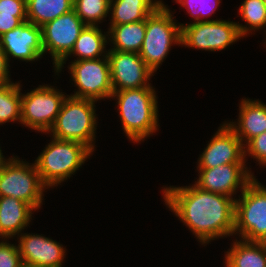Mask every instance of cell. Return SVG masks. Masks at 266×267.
I'll list each match as a JSON object with an SVG mask.
<instances>
[{
    "label": "cell",
    "instance_id": "1",
    "mask_svg": "<svg viewBox=\"0 0 266 267\" xmlns=\"http://www.w3.org/2000/svg\"><path fill=\"white\" fill-rule=\"evenodd\" d=\"M164 202L202 244L233 236L235 198L197 187H164Z\"/></svg>",
    "mask_w": 266,
    "mask_h": 267
},
{
    "label": "cell",
    "instance_id": "2",
    "mask_svg": "<svg viewBox=\"0 0 266 267\" xmlns=\"http://www.w3.org/2000/svg\"><path fill=\"white\" fill-rule=\"evenodd\" d=\"M120 120L128 139L139 143L158 130V101L153 87L115 91Z\"/></svg>",
    "mask_w": 266,
    "mask_h": 267
},
{
    "label": "cell",
    "instance_id": "3",
    "mask_svg": "<svg viewBox=\"0 0 266 267\" xmlns=\"http://www.w3.org/2000/svg\"><path fill=\"white\" fill-rule=\"evenodd\" d=\"M91 154L92 151L80 142L53 138L34 164L42 182L50 188L74 175Z\"/></svg>",
    "mask_w": 266,
    "mask_h": 267
},
{
    "label": "cell",
    "instance_id": "4",
    "mask_svg": "<svg viewBox=\"0 0 266 267\" xmlns=\"http://www.w3.org/2000/svg\"><path fill=\"white\" fill-rule=\"evenodd\" d=\"M95 102L67 95L48 133L59 140L80 142L93 152L97 129Z\"/></svg>",
    "mask_w": 266,
    "mask_h": 267
},
{
    "label": "cell",
    "instance_id": "5",
    "mask_svg": "<svg viewBox=\"0 0 266 267\" xmlns=\"http://www.w3.org/2000/svg\"><path fill=\"white\" fill-rule=\"evenodd\" d=\"M167 5L158 6L146 19V32L140 57L156 72L167 57L171 46L181 45V27L174 22Z\"/></svg>",
    "mask_w": 266,
    "mask_h": 267
},
{
    "label": "cell",
    "instance_id": "6",
    "mask_svg": "<svg viewBox=\"0 0 266 267\" xmlns=\"http://www.w3.org/2000/svg\"><path fill=\"white\" fill-rule=\"evenodd\" d=\"M0 168V197L9 196L28 203L34 211L40 209L43 192L48 187L42 182L35 164L9 157Z\"/></svg>",
    "mask_w": 266,
    "mask_h": 267
},
{
    "label": "cell",
    "instance_id": "7",
    "mask_svg": "<svg viewBox=\"0 0 266 267\" xmlns=\"http://www.w3.org/2000/svg\"><path fill=\"white\" fill-rule=\"evenodd\" d=\"M235 199L234 234L246 241L266 242V187L254 178Z\"/></svg>",
    "mask_w": 266,
    "mask_h": 267
},
{
    "label": "cell",
    "instance_id": "8",
    "mask_svg": "<svg viewBox=\"0 0 266 267\" xmlns=\"http://www.w3.org/2000/svg\"><path fill=\"white\" fill-rule=\"evenodd\" d=\"M66 97L59 89L48 85L21 93V123L31 130L48 133Z\"/></svg>",
    "mask_w": 266,
    "mask_h": 267
},
{
    "label": "cell",
    "instance_id": "9",
    "mask_svg": "<svg viewBox=\"0 0 266 267\" xmlns=\"http://www.w3.org/2000/svg\"><path fill=\"white\" fill-rule=\"evenodd\" d=\"M85 26L74 9L41 26L44 54L50 52L57 73L66 64L68 55Z\"/></svg>",
    "mask_w": 266,
    "mask_h": 267
},
{
    "label": "cell",
    "instance_id": "10",
    "mask_svg": "<svg viewBox=\"0 0 266 267\" xmlns=\"http://www.w3.org/2000/svg\"><path fill=\"white\" fill-rule=\"evenodd\" d=\"M68 68L75 86L78 87V90L70 96L96 102L100 99L111 98L113 90L108 56L74 60Z\"/></svg>",
    "mask_w": 266,
    "mask_h": 267
},
{
    "label": "cell",
    "instance_id": "11",
    "mask_svg": "<svg viewBox=\"0 0 266 267\" xmlns=\"http://www.w3.org/2000/svg\"><path fill=\"white\" fill-rule=\"evenodd\" d=\"M181 45L206 51H220L243 38L236 22L216 20L179 24Z\"/></svg>",
    "mask_w": 266,
    "mask_h": 267
},
{
    "label": "cell",
    "instance_id": "12",
    "mask_svg": "<svg viewBox=\"0 0 266 267\" xmlns=\"http://www.w3.org/2000/svg\"><path fill=\"white\" fill-rule=\"evenodd\" d=\"M112 90L121 91L151 87L154 72L146 65L139 53L108 50Z\"/></svg>",
    "mask_w": 266,
    "mask_h": 267
},
{
    "label": "cell",
    "instance_id": "13",
    "mask_svg": "<svg viewBox=\"0 0 266 267\" xmlns=\"http://www.w3.org/2000/svg\"><path fill=\"white\" fill-rule=\"evenodd\" d=\"M245 163H228L214 168H197L199 177L195 185L202 190L232 197L240 188L242 192L255 178Z\"/></svg>",
    "mask_w": 266,
    "mask_h": 267
},
{
    "label": "cell",
    "instance_id": "14",
    "mask_svg": "<svg viewBox=\"0 0 266 267\" xmlns=\"http://www.w3.org/2000/svg\"><path fill=\"white\" fill-rule=\"evenodd\" d=\"M244 147L241 139L225 122L200 155L197 168H214L228 163H246Z\"/></svg>",
    "mask_w": 266,
    "mask_h": 267
},
{
    "label": "cell",
    "instance_id": "15",
    "mask_svg": "<svg viewBox=\"0 0 266 267\" xmlns=\"http://www.w3.org/2000/svg\"><path fill=\"white\" fill-rule=\"evenodd\" d=\"M0 47L7 56L21 61H35L44 55L42 28L28 21L0 37Z\"/></svg>",
    "mask_w": 266,
    "mask_h": 267
},
{
    "label": "cell",
    "instance_id": "16",
    "mask_svg": "<svg viewBox=\"0 0 266 267\" xmlns=\"http://www.w3.org/2000/svg\"><path fill=\"white\" fill-rule=\"evenodd\" d=\"M19 237L18 250L23 264L62 267L66 251L59 242L32 233H21Z\"/></svg>",
    "mask_w": 266,
    "mask_h": 267
},
{
    "label": "cell",
    "instance_id": "17",
    "mask_svg": "<svg viewBox=\"0 0 266 267\" xmlns=\"http://www.w3.org/2000/svg\"><path fill=\"white\" fill-rule=\"evenodd\" d=\"M239 109L238 122L226 124L245 146L252 138L266 131V105L258 100L244 98L241 100Z\"/></svg>",
    "mask_w": 266,
    "mask_h": 267
},
{
    "label": "cell",
    "instance_id": "18",
    "mask_svg": "<svg viewBox=\"0 0 266 267\" xmlns=\"http://www.w3.org/2000/svg\"><path fill=\"white\" fill-rule=\"evenodd\" d=\"M33 210L28 203L14 197H0V238L19 236L29 226Z\"/></svg>",
    "mask_w": 266,
    "mask_h": 267
},
{
    "label": "cell",
    "instance_id": "19",
    "mask_svg": "<svg viewBox=\"0 0 266 267\" xmlns=\"http://www.w3.org/2000/svg\"><path fill=\"white\" fill-rule=\"evenodd\" d=\"M225 255L226 267H266V242L236 240Z\"/></svg>",
    "mask_w": 266,
    "mask_h": 267
},
{
    "label": "cell",
    "instance_id": "20",
    "mask_svg": "<svg viewBox=\"0 0 266 267\" xmlns=\"http://www.w3.org/2000/svg\"><path fill=\"white\" fill-rule=\"evenodd\" d=\"M162 3L160 0H110V26L146 20Z\"/></svg>",
    "mask_w": 266,
    "mask_h": 267
},
{
    "label": "cell",
    "instance_id": "21",
    "mask_svg": "<svg viewBox=\"0 0 266 267\" xmlns=\"http://www.w3.org/2000/svg\"><path fill=\"white\" fill-rule=\"evenodd\" d=\"M108 30V40L113 44L110 50L139 53L145 37L146 20L110 26Z\"/></svg>",
    "mask_w": 266,
    "mask_h": 267
},
{
    "label": "cell",
    "instance_id": "22",
    "mask_svg": "<svg viewBox=\"0 0 266 267\" xmlns=\"http://www.w3.org/2000/svg\"><path fill=\"white\" fill-rule=\"evenodd\" d=\"M103 31L99 29L98 25L89 26L86 25L80 36L77 38L73 49L68 56H78L77 61L97 59L101 56H107L108 51H105V47L109 41L108 32L103 34ZM107 34V35H106ZM105 54V55H104Z\"/></svg>",
    "mask_w": 266,
    "mask_h": 267
},
{
    "label": "cell",
    "instance_id": "23",
    "mask_svg": "<svg viewBox=\"0 0 266 267\" xmlns=\"http://www.w3.org/2000/svg\"><path fill=\"white\" fill-rule=\"evenodd\" d=\"M74 0H26L27 21L37 26L73 10Z\"/></svg>",
    "mask_w": 266,
    "mask_h": 267
},
{
    "label": "cell",
    "instance_id": "24",
    "mask_svg": "<svg viewBox=\"0 0 266 267\" xmlns=\"http://www.w3.org/2000/svg\"><path fill=\"white\" fill-rule=\"evenodd\" d=\"M20 83L0 85V125L7 122L21 123V88Z\"/></svg>",
    "mask_w": 266,
    "mask_h": 267
},
{
    "label": "cell",
    "instance_id": "25",
    "mask_svg": "<svg viewBox=\"0 0 266 267\" xmlns=\"http://www.w3.org/2000/svg\"><path fill=\"white\" fill-rule=\"evenodd\" d=\"M241 18L249 25L237 23L240 35L247 36L249 31L259 30L266 26V5L263 0H244L239 7Z\"/></svg>",
    "mask_w": 266,
    "mask_h": 267
},
{
    "label": "cell",
    "instance_id": "26",
    "mask_svg": "<svg viewBox=\"0 0 266 267\" xmlns=\"http://www.w3.org/2000/svg\"><path fill=\"white\" fill-rule=\"evenodd\" d=\"M73 9L85 25L96 26L109 14L110 0H74Z\"/></svg>",
    "mask_w": 266,
    "mask_h": 267
},
{
    "label": "cell",
    "instance_id": "27",
    "mask_svg": "<svg viewBox=\"0 0 266 267\" xmlns=\"http://www.w3.org/2000/svg\"><path fill=\"white\" fill-rule=\"evenodd\" d=\"M175 1L177 3H180L181 4L180 6L187 9L188 14H190L192 18H194V22L216 21L210 19L207 20L204 18L205 17L207 18L208 16L210 17L211 14H214L218 5L220 4V0H175Z\"/></svg>",
    "mask_w": 266,
    "mask_h": 267
},
{
    "label": "cell",
    "instance_id": "28",
    "mask_svg": "<svg viewBox=\"0 0 266 267\" xmlns=\"http://www.w3.org/2000/svg\"><path fill=\"white\" fill-rule=\"evenodd\" d=\"M245 146V157L249 154L259 165L266 166V131L252 138Z\"/></svg>",
    "mask_w": 266,
    "mask_h": 267
},
{
    "label": "cell",
    "instance_id": "29",
    "mask_svg": "<svg viewBox=\"0 0 266 267\" xmlns=\"http://www.w3.org/2000/svg\"><path fill=\"white\" fill-rule=\"evenodd\" d=\"M22 264L18 246L0 242V267H21Z\"/></svg>",
    "mask_w": 266,
    "mask_h": 267
},
{
    "label": "cell",
    "instance_id": "30",
    "mask_svg": "<svg viewBox=\"0 0 266 267\" xmlns=\"http://www.w3.org/2000/svg\"><path fill=\"white\" fill-rule=\"evenodd\" d=\"M0 14L27 18L26 0H0Z\"/></svg>",
    "mask_w": 266,
    "mask_h": 267
},
{
    "label": "cell",
    "instance_id": "31",
    "mask_svg": "<svg viewBox=\"0 0 266 267\" xmlns=\"http://www.w3.org/2000/svg\"><path fill=\"white\" fill-rule=\"evenodd\" d=\"M24 21H27V18H17L14 15L0 14V37L21 25Z\"/></svg>",
    "mask_w": 266,
    "mask_h": 267
},
{
    "label": "cell",
    "instance_id": "32",
    "mask_svg": "<svg viewBox=\"0 0 266 267\" xmlns=\"http://www.w3.org/2000/svg\"><path fill=\"white\" fill-rule=\"evenodd\" d=\"M9 62L7 59V56L2 51L0 47V85H4L7 83H11V80L9 78Z\"/></svg>",
    "mask_w": 266,
    "mask_h": 267
},
{
    "label": "cell",
    "instance_id": "33",
    "mask_svg": "<svg viewBox=\"0 0 266 267\" xmlns=\"http://www.w3.org/2000/svg\"><path fill=\"white\" fill-rule=\"evenodd\" d=\"M2 150L0 148V168L7 162V160L4 158V156L2 155Z\"/></svg>",
    "mask_w": 266,
    "mask_h": 267
},
{
    "label": "cell",
    "instance_id": "34",
    "mask_svg": "<svg viewBox=\"0 0 266 267\" xmlns=\"http://www.w3.org/2000/svg\"><path fill=\"white\" fill-rule=\"evenodd\" d=\"M21 267H38V266H34V265H28V264H22Z\"/></svg>",
    "mask_w": 266,
    "mask_h": 267
}]
</instances>
